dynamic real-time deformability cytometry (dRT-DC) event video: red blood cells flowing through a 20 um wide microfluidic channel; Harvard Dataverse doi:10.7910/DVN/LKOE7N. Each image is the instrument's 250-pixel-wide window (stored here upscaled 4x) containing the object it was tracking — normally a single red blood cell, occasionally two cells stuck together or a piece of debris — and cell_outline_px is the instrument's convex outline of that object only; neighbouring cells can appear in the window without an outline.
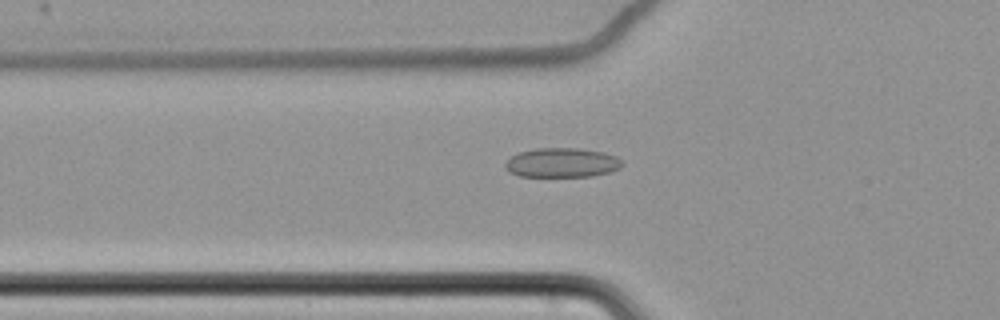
{"species": "common noctule bat (a hibernating species)", "species_latin": "Nyctalus noctula", "temperature_condition": "cold", "stored_images_in_passage": 62, "camera_frame_rate_fps": 3000, "um_per_image_px": 0.085, "animal": {"sex": "female", "body_mass_g": 22.7, "forearm_length_mm": 54.2}, "frame": {"image": 1, "passage_image": 24, "time_ms": 7.667, "image_size_px": [1000, 320], "cell_outline_px": [[624, 164], [620, 168], [612, 172], [592, 176], [520, 176], [508, 172], [504, 168], [504, 164], [516, 152], [536, 148], [580, 148], [604, 152], [616, 156], [624, 160]], "centroid_in_image_um": [47.79, 13.82], "position_along_channel_um": 78.0, "area_um2": 20.4}}
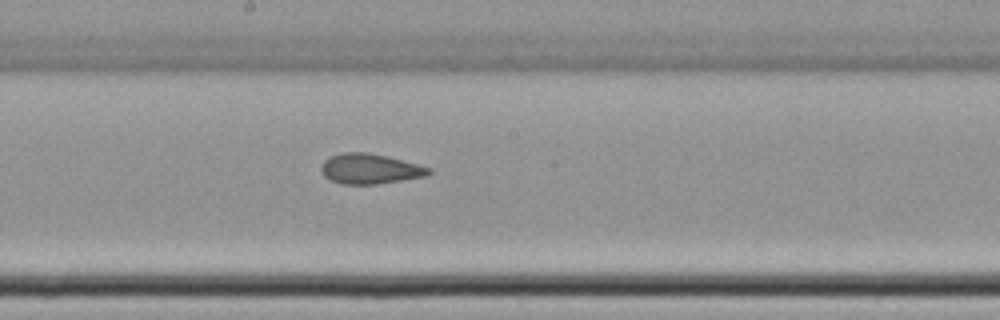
{"frame": {"image": 2, "passage_image": 36, "time_ms": 11.667, "image_size_px": [1000, 320], "cell_outline_px": [[432, 172], [428, 176], [376, 184], [344, 184], [332, 180], [324, 176], [320, 172], [320, 168], [324, 160], [328, 156], [340, 152], [364, 152], [388, 156], [432, 168]], "centroid_in_image_um": [31.44, 14.34], "position_along_channel_um": 216.8, "area_um2": 19.07}}
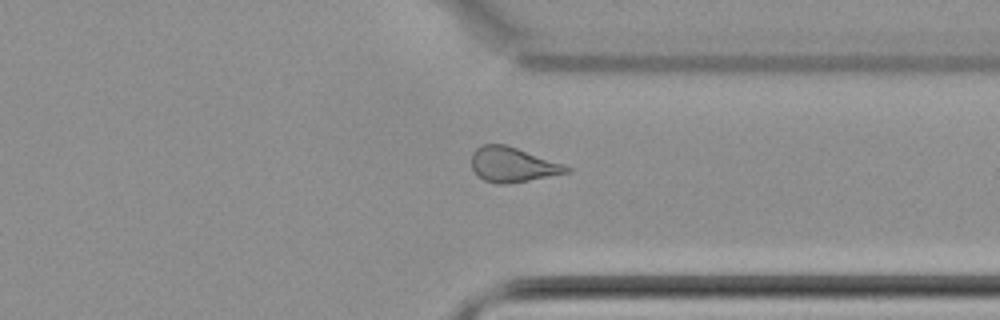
{"frame": {"image": 3, "passage_image": 49, "time_ms": 16.0, "image_size_px": [1000, 320], "cell_outline_px": [[572, 172], [528, 180], [504, 184], [496, 184], [484, 180], [472, 168], [472, 152], [480, 144], [504, 144], [564, 164], [572, 168]], "centroid_in_image_um": [43.58, 13.99], "position_along_channel_um": 367.8, "area_um2": 19.13}, "authors_computed_cell_mechanics": {"area_um2": 20.23, "velocity_mm_per_s": 3.4778, "shape_relaxation_time_tau1_ms": null, "shape_relaxation_time_tau2_ms": 2.4986, "deformation_change_tau1": null, "deformation_change_tau2": 0.0822}}